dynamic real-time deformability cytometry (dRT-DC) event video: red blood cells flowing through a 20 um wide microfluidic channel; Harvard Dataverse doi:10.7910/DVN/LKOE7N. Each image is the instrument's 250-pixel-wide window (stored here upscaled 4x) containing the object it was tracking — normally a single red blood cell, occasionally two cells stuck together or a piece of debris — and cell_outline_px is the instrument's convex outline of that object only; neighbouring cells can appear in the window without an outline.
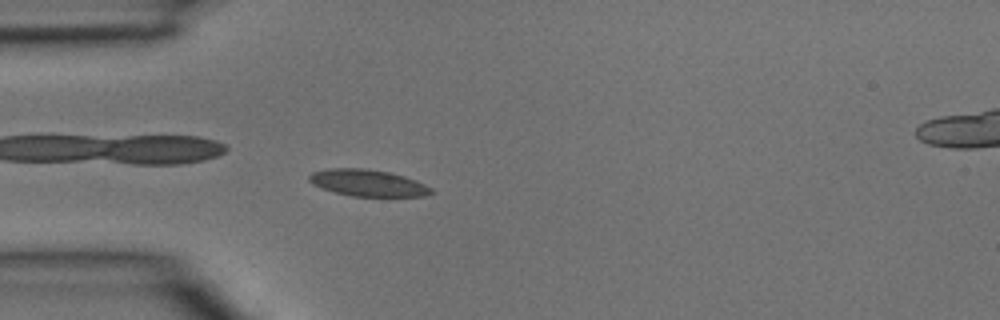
{"species": "common noctule bat (a hibernating species)", "species_latin": "Nyctalus noctula", "temperature_condition": "room temperature", "stored_images_in_passage": 4, "camera_frame_rate_fps": 3000, "um_per_image_px": 0.085, "animal": {"sex": "male", "body_mass_g": 15.6}, "frame": {"image": 1, "passage_image": 4, "time_ms": 1.0, "image_size_px": [1000, 320], "cell_outline_px": [[436, 192], [424, 196], [352, 196], [320, 188], [312, 184], [308, 180], [308, 176], [312, 172], [332, 168], [364, 168], [388, 172], [404, 176], [416, 180], [432, 188]], "centroid_in_image_um": [31.27, 15.55], "position_along_channel_um": 53.7, "area_um2": 18.96}}